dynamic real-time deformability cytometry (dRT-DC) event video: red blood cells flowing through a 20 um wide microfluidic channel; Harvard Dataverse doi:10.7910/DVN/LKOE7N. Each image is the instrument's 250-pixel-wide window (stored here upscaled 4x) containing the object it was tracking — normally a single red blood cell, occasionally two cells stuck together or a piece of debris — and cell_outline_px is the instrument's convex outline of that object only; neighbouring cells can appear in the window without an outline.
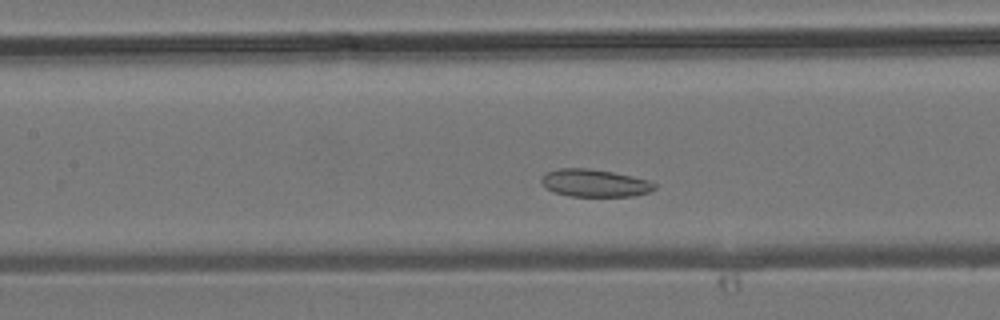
{"species": "common noctule bat (a hibernating species)", "species_latin": "Nyctalus noctula", "temperature_condition": "room temperature", "stored_images_in_passage": 33, "camera_frame_rate_fps": 3000, "um_per_image_px": 0.085, "animal": {"sex": "male", "body_mass_g": 19.2, "forearm_length_mm": 51.8}, "frame": {"image": 1, "passage_image": 14, "time_ms": 4.333, "image_size_px": [1000, 320], "cell_outline_px": [[656, 188], [648, 192], [632, 196], [568, 196], [544, 188], [540, 180], [548, 172], [560, 168], [588, 168], [612, 172], [632, 176], [648, 180], [656, 184]], "centroid_in_image_um": [50.54, 15.56], "position_along_channel_um": 156.9, "area_um2": 18.03}}
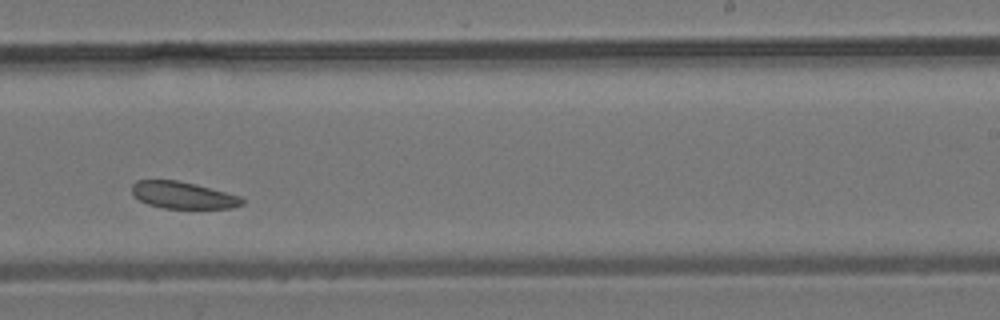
{"frame": {"image": 2, "passage_image": 22, "time_ms": 7.0, "image_size_px": [1000, 320], "cell_outline_px": [[244, 204], [232, 208], [164, 208], [148, 204], [140, 200], [132, 192], [132, 184], [136, 180], [176, 180], [196, 184], [240, 196], [244, 200]], "centroid_in_image_um": [15.56, 16.59], "position_along_channel_um": 273.4, "area_um2": 17.17}}
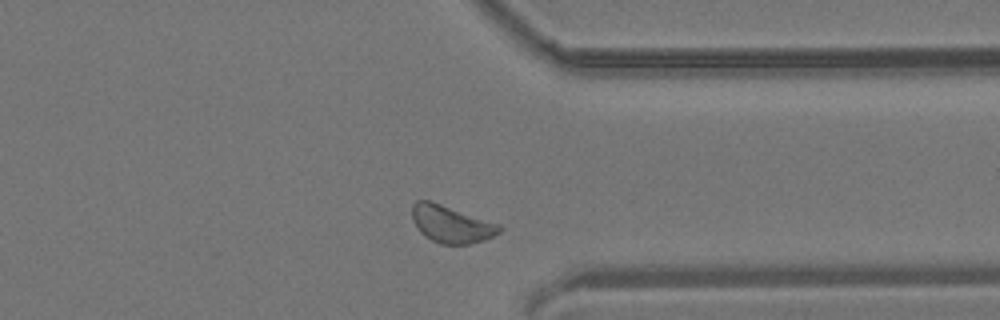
{"frame": {"image": 3, "passage_image": 29, "time_ms": 9.333, "image_size_px": [1000, 320], "cell_outline_px": [[504, 228], [500, 232], [484, 240], [468, 244], [440, 244], [424, 236], [416, 228], [412, 220], [412, 204], [416, 200], [428, 200], [500, 224]], "centroid_in_image_um": [38.33, 19.06], "position_along_channel_um": 373.1, "area_um2": 18.9}}